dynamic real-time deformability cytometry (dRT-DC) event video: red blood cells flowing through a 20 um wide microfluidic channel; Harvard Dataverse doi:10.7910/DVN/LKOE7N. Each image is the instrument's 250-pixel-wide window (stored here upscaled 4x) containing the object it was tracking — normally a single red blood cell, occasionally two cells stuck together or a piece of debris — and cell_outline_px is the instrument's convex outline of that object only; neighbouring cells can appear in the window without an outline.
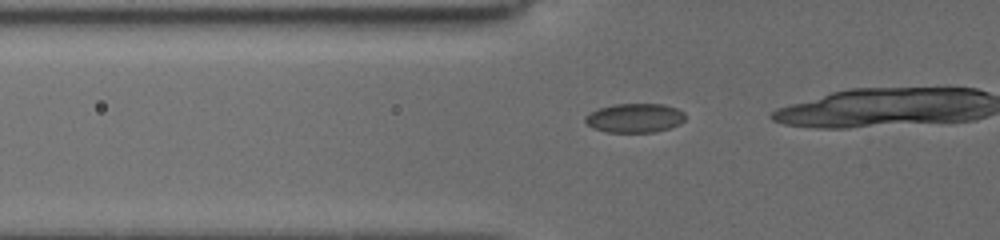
{"species": "common noctule bat (a hibernating species)", "species_latin": "Nyctalus noctula", "temperature_condition": "cold", "stored_images_in_passage": 20, "camera_frame_rate_fps": 3000, "um_per_image_px": 0.085, "animal": {"sex": "female", "body_mass_g": 19.5, "forearm_length_mm": 54.1}, "frame": {"image": 1, "passage_image": 13, "time_ms": 2.0, "image_size_px": [1000, 240], "cell_outline_px": [[684, 120], [680, 124], [668, 128], [652, 132], [608, 132], [592, 128], [584, 120], [584, 116], [600, 108], [616, 104], [664, 104], [676, 108], [684, 112]], "centroid_in_image_um": [53.95, 10.03], "position_along_channel_um": 71.8, "area_um2": 16.82}}